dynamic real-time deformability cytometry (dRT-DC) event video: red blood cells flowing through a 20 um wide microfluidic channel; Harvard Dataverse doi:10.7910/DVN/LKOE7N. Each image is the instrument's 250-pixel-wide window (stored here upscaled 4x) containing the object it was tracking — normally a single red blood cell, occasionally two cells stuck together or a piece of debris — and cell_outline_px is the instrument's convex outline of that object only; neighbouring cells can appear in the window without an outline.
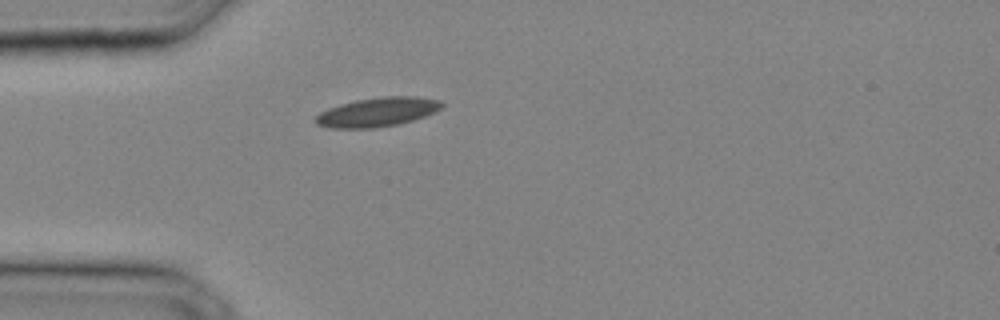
{"species": "common noctule bat (a hibernating species)", "species_latin": "Nyctalus noctula", "temperature_condition": "cold", "stored_images_in_passage": 22, "camera_frame_rate_fps": 3000, "um_per_image_px": 0.085, "animal": {"sex": "male", "body_mass_g": 20.4}, "frame": {"image": 1, "passage_image": 1, "time_ms": 0.0, "image_size_px": [1000, 320], "cell_outline_px": [[444, 104], [440, 108], [424, 116], [400, 124], [372, 128], [328, 128], [316, 124], [312, 120], [320, 112], [328, 108], [340, 104], [356, 100], [384, 96], [416, 96], [440, 100]], "centroid_in_image_um": [32.03, 9.52], "position_along_channel_um": 53.0, "area_um2": 21.44}}
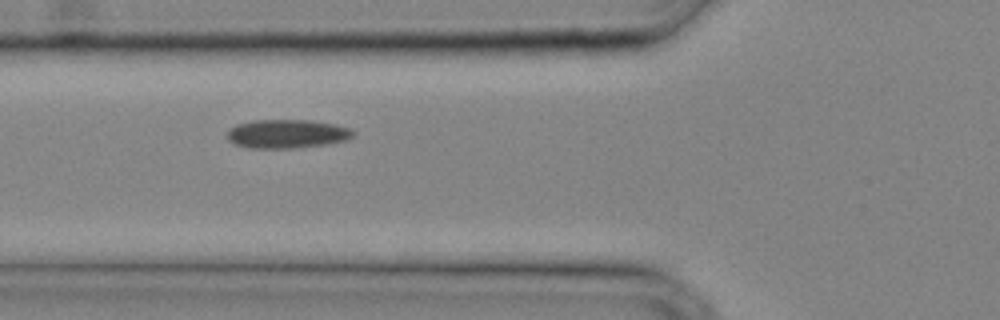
{"frame": {"image": 2, "passage_image": 4, "time_ms": 1.0, "image_size_px": [1000, 320], "cell_outline_px": [[356, 132], [352, 136], [344, 140], [324, 144], [296, 148], [248, 148], [236, 144], [228, 140], [228, 128], [236, 124], [256, 120], [312, 120], [336, 124], [352, 128]], "centroid_in_image_um": [24.39, 11.36], "position_along_channel_um": 101.4, "area_um2": 21.15}}
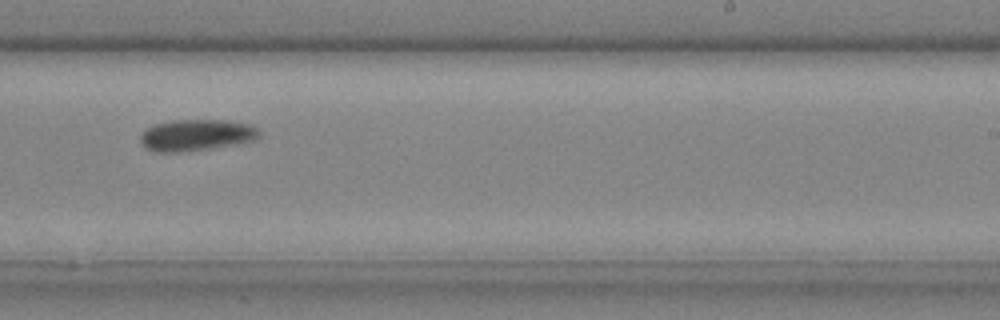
{"frame": {"image": 3, "passage_image": 13, "time_ms": 4.0, "image_size_px": [1000, 320], "cell_outline_px": [[260, 136], [256, 140], [236, 144], [180, 152], [156, 152], [144, 148], [140, 144], [140, 132], [156, 124], [172, 120], [220, 120], [248, 124], [256, 128], [260, 132]], "centroid_in_image_um": [16.64, 11.49], "position_along_channel_um": 272.4, "area_um2": 21.73}}